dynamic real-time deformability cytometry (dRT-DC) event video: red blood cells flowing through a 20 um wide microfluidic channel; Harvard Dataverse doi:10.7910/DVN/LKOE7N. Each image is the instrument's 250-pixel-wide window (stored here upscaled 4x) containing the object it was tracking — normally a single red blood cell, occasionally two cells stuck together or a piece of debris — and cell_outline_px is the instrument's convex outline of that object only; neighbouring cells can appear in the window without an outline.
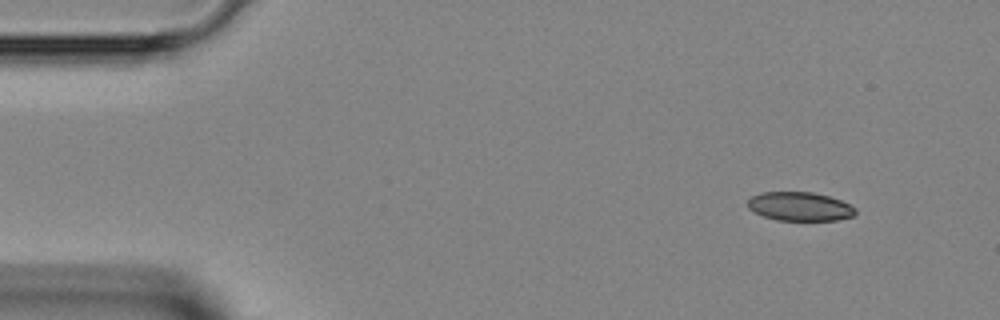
{"species": "Egyptian fruit bat (a non-hibernating species)", "species_latin": "Rousettus aegyptiacus", "temperature_condition": "room temperature", "stored_images_in_passage": 29, "camera_frame_rate_fps": 3000, "um_per_image_px": 0.085, "animal": {"sex": "female"}, "frame": {"image": 1, "passage_image": 1, "time_ms": 0.0, "image_size_px": [1000, 320], "cell_outline_px": [[856, 212], [852, 216], [836, 220], [776, 220], [764, 216], [748, 208], [748, 200], [752, 196], [760, 192], [812, 192], [828, 196], [840, 200], [856, 208]], "centroid_in_image_um": [67.97, 17.54], "position_along_channel_um": 17.0, "area_um2": 17.92}}
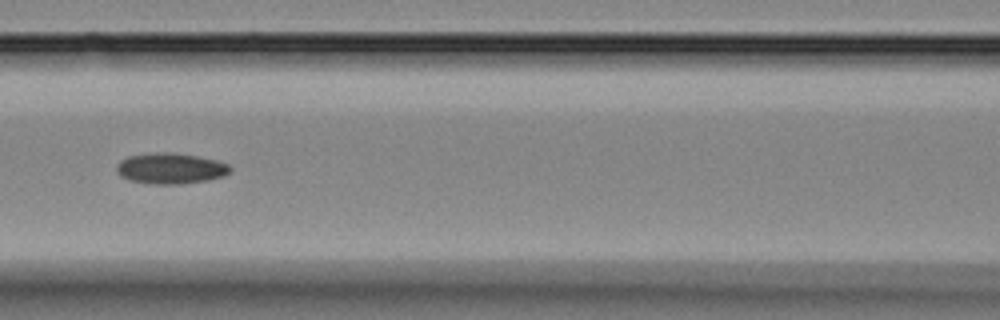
{"frame": {"image": 2, "passage_image": 16, "time_ms": 5.0, "image_size_px": [1000, 320], "cell_outline_px": [[232, 168], [224, 176], [208, 180], [180, 184], [156, 184], [128, 180], [120, 176], [116, 172], [116, 164], [120, 160], [128, 156], [156, 152], [176, 152], [216, 160], [228, 164]], "centroid_in_image_um": [14.47, 14.31], "position_along_channel_um": 152.1, "area_um2": 20.52}}
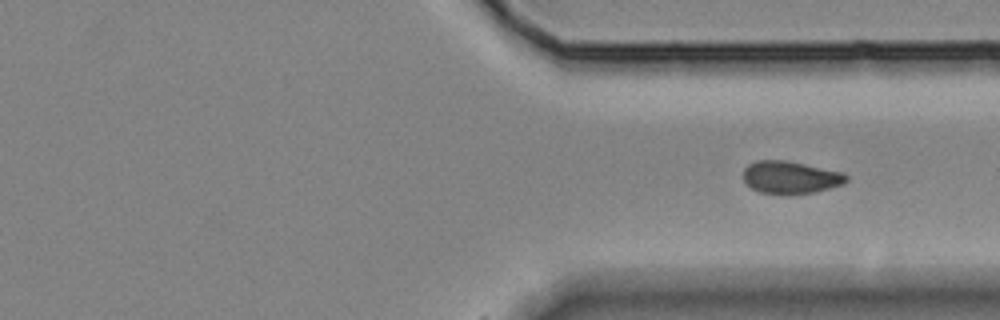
{"frame": {"image": 3, "passage_image": 29, "time_ms": 9.333, "image_size_px": [1000, 320], "cell_outline_px": [[848, 180], [844, 184], [812, 192], [788, 196], [760, 192], [752, 188], [744, 180], [744, 168], [748, 164], [756, 160], [784, 160], [844, 172], [848, 176]], "centroid_in_image_um": [67.19, 15.09], "position_along_channel_um": 344.2, "area_um2": 19.71}}